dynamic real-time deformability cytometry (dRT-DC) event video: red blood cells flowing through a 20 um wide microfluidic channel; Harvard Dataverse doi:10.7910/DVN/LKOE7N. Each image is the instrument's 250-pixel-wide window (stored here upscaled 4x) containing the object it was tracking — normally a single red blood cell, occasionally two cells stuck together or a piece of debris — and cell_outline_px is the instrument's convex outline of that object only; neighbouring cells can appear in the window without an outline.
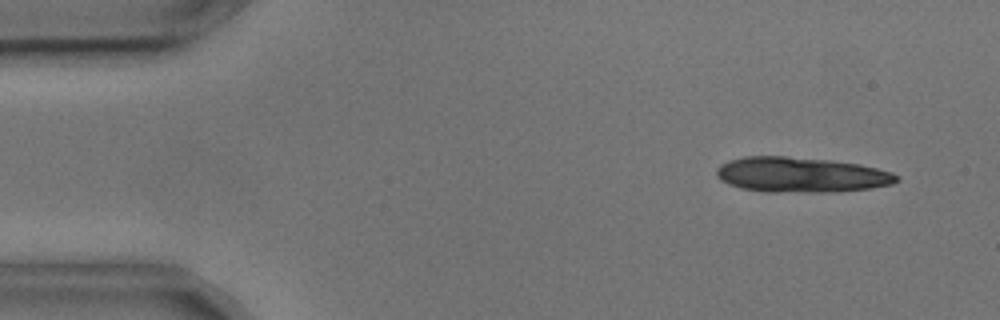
{"species": "common noctule bat (a hibernating species)", "species_latin": "Nyctalus noctula", "temperature_condition": "cold", "stored_images_in_passage": 4, "camera_frame_rate_fps": 3000, "um_per_image_px": 0.085, "animal": {"sex": "male", "body_mass_g": 17.9, "forearm_length_mm": 54.2}, "frame": {"image": 1, "passage_image": 1, "time_ms": 0.0, "image_size_px": [1000, 320], "cell_outline_px": [[900, 180], [892, 184], [872, 188], [828, 192], [764, 192], [740, 188], [728, 184], [720, 180], [716, 176], [716, 168], [720, 164], [728, 160], [744, 156], [788, 156], [832, 160], [860, 164], [892, 172], [900, 176]], "centroid_in_image_um": [68.07, 14.85], "position_along_channel_um": 16.9, "area_um2": 37.4}}